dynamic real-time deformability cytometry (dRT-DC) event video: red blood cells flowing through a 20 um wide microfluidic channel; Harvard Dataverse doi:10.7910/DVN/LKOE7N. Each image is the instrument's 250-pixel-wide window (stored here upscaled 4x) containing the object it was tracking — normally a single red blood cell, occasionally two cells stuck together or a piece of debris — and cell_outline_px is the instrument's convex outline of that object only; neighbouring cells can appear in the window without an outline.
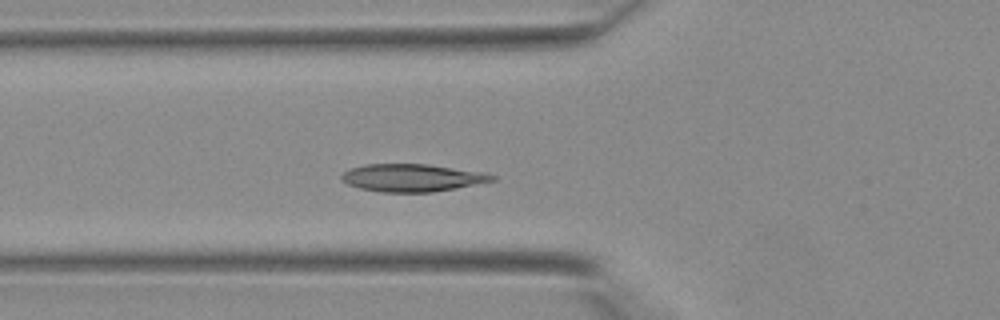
{"species": "Egyptian fruit bat (a non-hibernating species)", "species_latin": "Rousettus aegyptiacus", "temperature_condition": "warm", "stored_images_in_passage": 29, "segment_of_instrument_passage": [1, 2], "camera_frame_rate_fps": 3000, "um_per_image_px": 0.085, "animal": {"sex": "female"}, "frame": {"image": 1, "passage_image": 2, "time_ms": 0.333, "image_size_px": [1000, 320], "cell_outline_px": [[496, 180], [456, 188], [432, 192], [380, 192], [360, 188], [348, 184], [340, 180], [340, 176], [344, 172], [352, 168], [364, 164], [428, 164], [484, 172], [496, 176]], "centroid_in_image_um": [35.03, 15.11], "position_along_channel_um": 90.8, "area_um2": 24.22}}
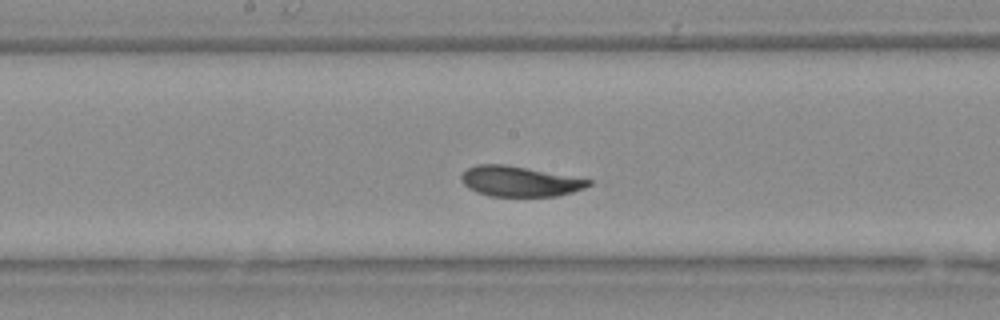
{"frame": {"image": 2, "passage_image": 9, "time_ms": 2.667, "image_size_px": [1000, 320], "cell_outline_px": [[592, 184], [584, 188], [572, 192], [556, 196], [488, 196], [476, 192], [468, 188], [460, 180], [460, 176], [468, 168], [476, 164], [504, 164], [592, 180]], "centroid_in_image_um": [44.12, 15.42], "position_along_channel_um": 204.1, "area_um2": 22.31}}
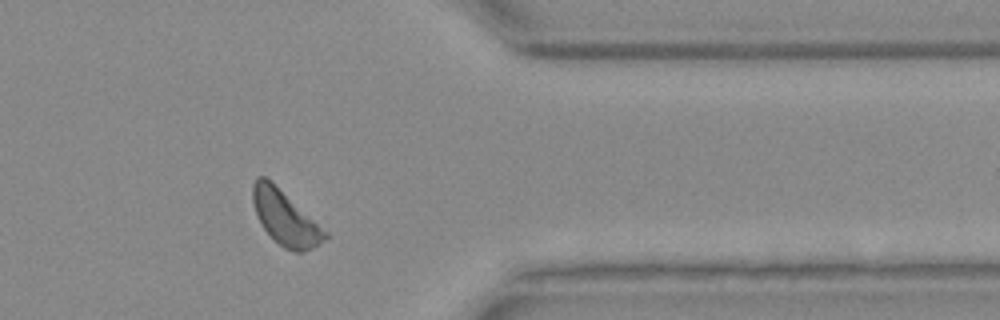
{"frame": {"image": 3, "passage_image": 21, "time_ms": 6.667, "image_size_px": [1000, 320], "cell_outline_px": [[328, 236], [324, 240], [312, 248], [304, 252], [296, 252], [284, 248], [264, 228], [256, 212], [252, 200], [252, 184], [256, 176], [264, 176], [328, 232]], "centroid_in_image_um": [24.24, 18.53], "position_along_channel_um": 387.2, "area_um2": 22.08}}